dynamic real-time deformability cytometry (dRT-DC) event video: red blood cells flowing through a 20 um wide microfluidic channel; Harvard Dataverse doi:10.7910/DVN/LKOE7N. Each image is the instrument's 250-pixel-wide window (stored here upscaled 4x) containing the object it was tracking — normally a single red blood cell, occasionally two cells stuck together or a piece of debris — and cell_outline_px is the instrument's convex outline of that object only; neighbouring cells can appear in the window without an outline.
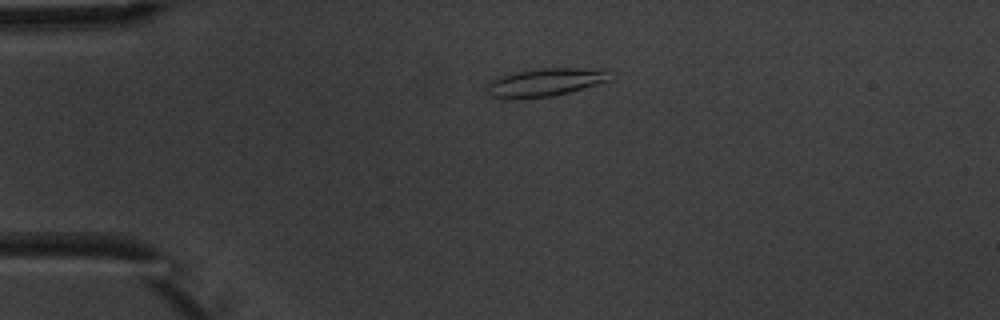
{"species": "common noctule bat (a hibernating species)", "species_latin": "Nyctalus noctula", "temperature_condition": "warm", "stored_images_in_passage": 3, "camera_frame_rate_fps": 3000, "um_per_image_px": 0.085, "animal": {"sex": "male", "body_mass_g": 20.1, "forearm_length_mm": 53.5}, "frame": {"image": 1, "passage_image": 2, "time_ms": 1.0, "image_size_px": [1000, 320], "cell_outline_px": [[608, 80], [568, 92], [552, 96], [520, 100], [516, 100], [492, 96], [488, 92], [484, 84], [488, 80], [496, 76], [516, 72], [544, 68], [576, 68], [604, 72]], "centroid_in_image_um": [46.08, 7.03], "position_along_channel_um": 38.9, "area_um2": 19.71}}